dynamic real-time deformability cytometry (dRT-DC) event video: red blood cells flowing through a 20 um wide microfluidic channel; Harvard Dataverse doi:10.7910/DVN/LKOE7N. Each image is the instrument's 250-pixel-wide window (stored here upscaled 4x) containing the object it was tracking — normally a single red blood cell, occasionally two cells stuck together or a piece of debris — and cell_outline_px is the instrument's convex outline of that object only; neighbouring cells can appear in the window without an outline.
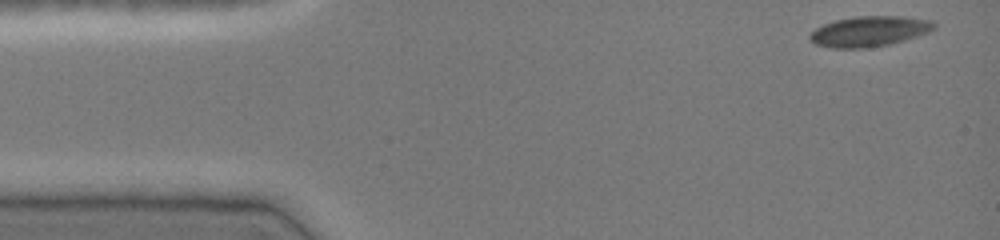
{"species": "common noctule bat (a hibernating species)", "species_latin": "Nyctalus noctula", "temperature_condition": "cold", "stored_images_in_passage": 41, "camera_frame_rate_fps": 3000, "um_per_image_px": 0.085, "animal": {"sex": "female", "body_mass_g": 19.0, "forearm_length_mm": 51.5}, "frame": {"image": 1, "passage_image": 1, "time_ms": 0.0, "image_size_px": [1000, 240], "cell_outline_px": [[936, 28], [928, 32], [904, 40], [888, 44], [864, 48], [832, 48], [816, 44], [808, 36], [816, 28], [824, 24], [836, 20], [856, 16], [900, 16], [932, 20], [936, 24]], "centroid_in_image_um": [73.91, 2.65], "position_along_channel_um": 11.1, "area_um2": 21.79}}
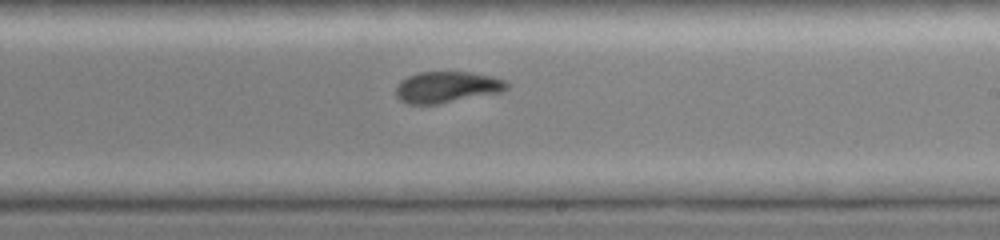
{"frame": {"image": 2, "passage_image": 26, "time_ms": 8.333, "image_size_px": [1000, 240], "cell_outline_px": [[508, 88], [500, 92], [440, 104], [408, 104], [400, 100], [396, 96], [396, 88], [400, 80], [408, 76], [420, 72], [472, 72], [492, 76], [504, 80], [508, 84]], "centroid_in_image_um": [37.97, 7.4], "position_along_channel_um": 251.0, "area_um2": 20.23}}
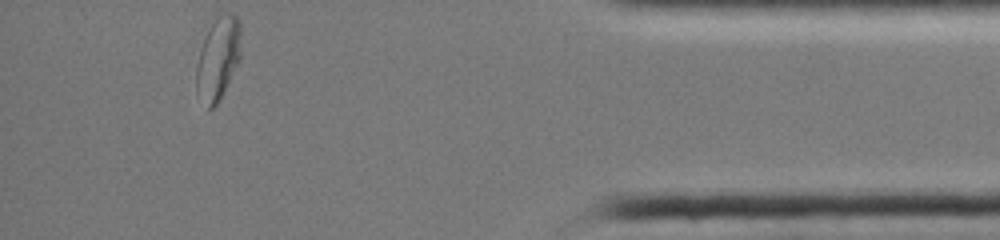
{"frame": {"image": 3, "passage_image": 41, "time_ms": 13.333, "image_size_px": [1000, 240], "cell_outline_px": [[240, 60], [220, 100], [208, 112], [196, 92], [196, 64], [200, 48], [208, 20], [224, 12], [232, 12], [240, 20]], "centroid_in_image_um": [18.51, 4.92], "position_along_channel_um": 416.7, "area_um2": 22.54}, "authors_computed_cell_mechanics": {"area_um2": 21.3282, "velocity_mm_per_s": 4.0462, "shape_relaxation_time_tau1_ms": null, "shape_relaxation_time_tau2_ms": 1.4502, "deformation_change_tau1": null, "deformation_change_tau2": 0.0396}}